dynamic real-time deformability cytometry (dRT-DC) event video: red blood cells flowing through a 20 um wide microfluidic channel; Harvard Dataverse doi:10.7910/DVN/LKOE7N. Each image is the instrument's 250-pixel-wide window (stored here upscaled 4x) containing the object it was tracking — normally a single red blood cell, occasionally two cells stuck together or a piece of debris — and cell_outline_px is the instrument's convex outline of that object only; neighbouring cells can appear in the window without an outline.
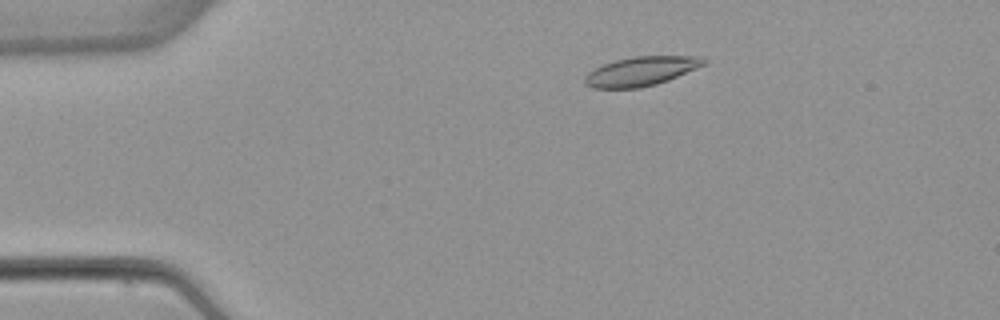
{"species": "common noctule bat (a hibernating species)", "species_latin": "Nyctalus noctula", "temperature_condition": "warm", "stored_images_in_passage": 51, "camera_frame_rate_fps": 3000, "um_per_image_px": 0.085, "animal": {"sex": "female", "body_mass_g": 22.7, "forearm_length_mm": 54.2}, "frame": {"image": 1, "passage_image": 8, "time_ms": 2.333, "image_size_px": [1000, 320], "cell_outline_px": [[708, 60], [704, 64], [696, 68], [668, 80], [656, 84], [640, 88], [592, 88], [584, 84], [584, 76], [588, 72], [604, 64], [616, 60], [632, 56], [704, 56]], "centroid_in_image_um": [54.48, 6.05], "position_along_channel_um": 30.5, "area_um2": 20.23}}
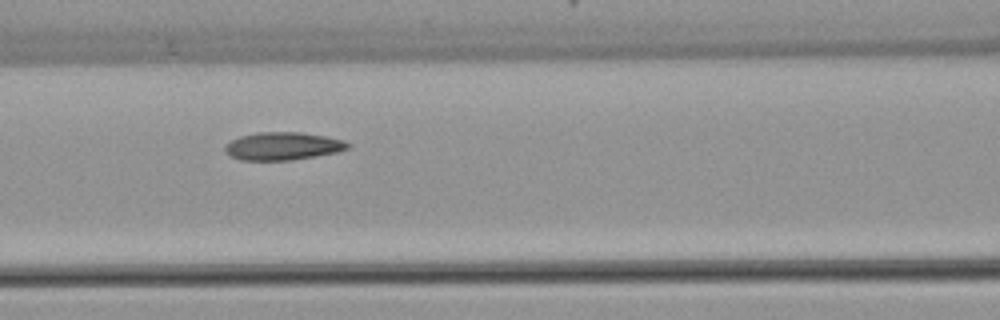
{"frame": {"image": 2, "passage_image": 21, "time_ms": 6.667, "image_size_px": [1000, 320], "cell_outline_px": [[352, 148], [336, 152], [288, 160], [240, 160], [224, 152], [224, 148], [232, 140], [240, 136], [256, 132], [300, 132], [324, 136], [344, 140], [352, 144]], "centroid_in_image_um": [24.06, 12.41], "position_along_channel_um": 142.5, "area_um2": 19.83}}
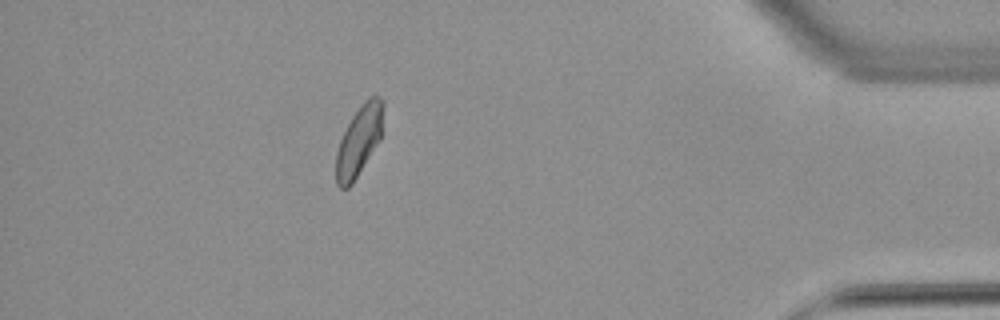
{"frame": {"image": 3, "passage_image": 45, "time_ms": 14.667, "image_size_px": [1000, 320], "cell_outline_px": [[384, 108], [380, 140], [352, 184], [348, 188], [340, 188], [336, 184], [336, 152], [340, 140], [352, 116], [364, 100], [368, 96], [380, 96], [384, 100]], "centroid_in_image_um": [30.53, 11.94], "position_along_channel_um": 404.7, "area_um2": 19.31}, "authors_computed_cell_mechanics": {"area_um2": 19.7098, "velocity_mm_per_s": 3.8689, "shape_relaxation_time_tau1_ms": 7.8571, "shape_relaxation_time_tau2_ms": 1.4682, "deformation_change_tau1": 0.1884, "deformation_change_tau2": 0.0649}}